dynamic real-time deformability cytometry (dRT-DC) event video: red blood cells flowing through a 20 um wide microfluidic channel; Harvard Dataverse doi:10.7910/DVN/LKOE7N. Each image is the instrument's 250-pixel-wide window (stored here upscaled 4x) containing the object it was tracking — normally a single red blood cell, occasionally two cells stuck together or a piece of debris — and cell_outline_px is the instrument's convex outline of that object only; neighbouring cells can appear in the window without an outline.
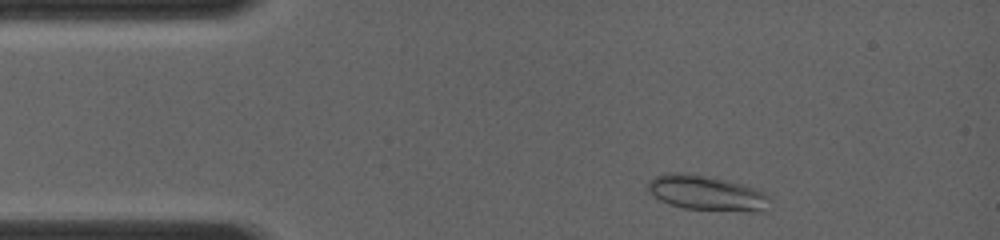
{"species": "common noctule bat (a hibernating species)", "species_latin": "Nyctalus noctula", "temperature_condition": "room temperature", "stored_images_in_passage": 3, "camera_frame_rate_fps": 4000, "um_per_image_px": 0.085, "animal": {"sex": "female", "body_mass_g": 19.0, "forearm_length_mm": 56.7}, "frame": {"image": 1, "passage_image": 1, "time_ms": 0.0, "image_size_px": [1000, 240], "cell_outline_px": [[772, 196], [764, 212], [752, 212], [684, 208], [668, 204], [660, 200], [648, 188], [648, 180], [656, 176], [668, 172], [680, 172], [728, 180], [764, 192]], "centroid_in_image_um": [60.1, 16.42], "position_along_channel_um": 24.9, "area_um2": 24.74}}